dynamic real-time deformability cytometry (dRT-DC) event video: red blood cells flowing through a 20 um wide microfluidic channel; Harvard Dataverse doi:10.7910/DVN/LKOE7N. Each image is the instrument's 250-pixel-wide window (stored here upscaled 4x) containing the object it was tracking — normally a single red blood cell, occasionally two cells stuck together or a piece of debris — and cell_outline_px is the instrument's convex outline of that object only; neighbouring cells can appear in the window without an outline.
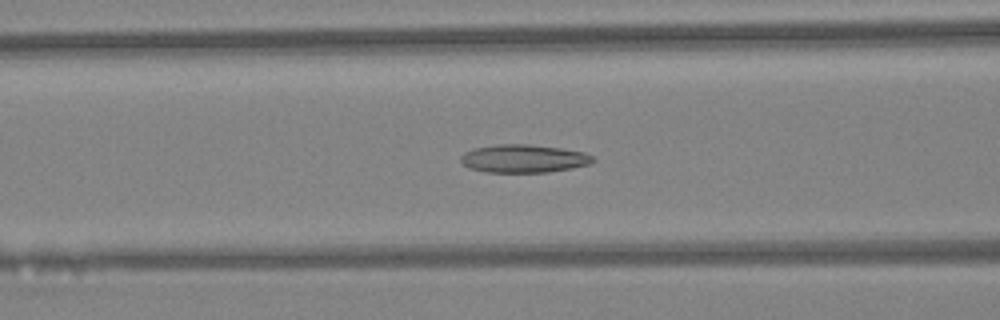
{"species": "Egyptian fruit bat (a non-hibernating species)", "species_latin": "Rousettus aegyptiacus", "temperature_condition": "warm", "stored_images_in_passage": 47, "camera_frame_rate_fps": 3000, "um_per_image_px": 0.085, "animal": {"sex": "female"}, "frame": {"image": 1, "passage_image": 19, "time_ms": 6.0, "image_size_px": [1000, 320], "cell_outline_px": [[596, 160], [592, 164], [572, 168], [548, 172], [484, 172], [472, 168], [464, 164], [460, 160], [460, 156], [464, 152], [472, 148], [496, 144], [528, 144], [560, 148], [584, 152], [592, 156]], "centroid_in_image_um": [44.52, 13.47], "position_along_channel_um": 122.1, "area_um2": 21.73}}
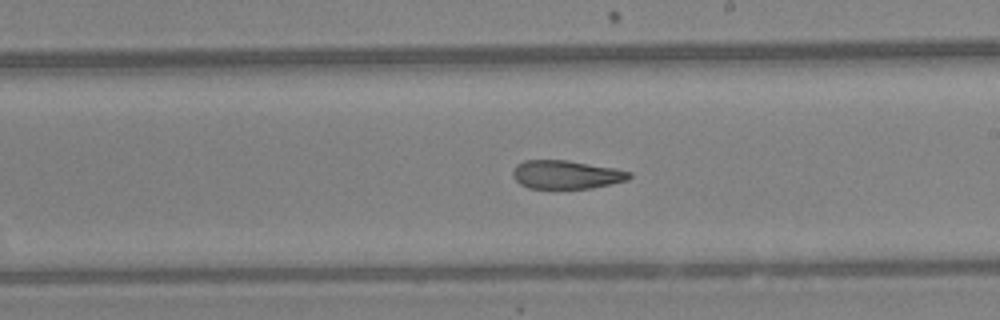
{"frame": {"image": 2, "passage_image": 27, "time_ms": 8.667, "image_size_px": [1000, 320], "cell_outline_px": [[632, 176], [628, 180], [592, 188], [528, 188], [520, 184], [512, 176], [512, 172], [516, 164], [524, 160], [568, 160], [616, 168], [632, 172]], "centroid_in_image_um": [48.14, 14.83], "position_along_channel_um": 240.9, "area_um2": 19.48}}
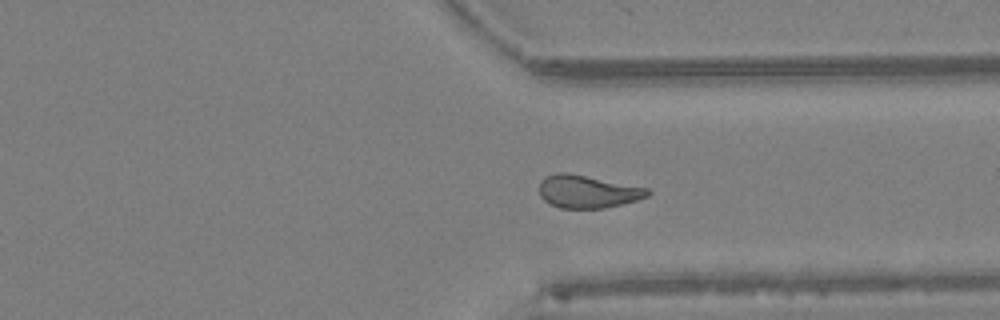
{"frame": {"image": 3, "passage_image": 35, "time_ms": 11.333, "image_size_px": [1000, 320], "cell_outline_px": [[652, 192], [648, 196], [636, 200], [604, 208], [560, 208], [548, 204], [540, 196], [540, 180], [544, 176], [556, 172], [568, 172], [648, 188]], "centroid_in_image_um": [49.91, 16.27], "position_along_channel_um": 361.5, "area_um2": 20.81}, "authors_computed_cell_mechanics": {"area_um2": 21.7328, "velocity_mm_per_s": 4.4941, "shape_relaxation_time_tau1_ms": null, "shape_relaxation_time_tau2_ms": 3.712, "deformation_change_tau1": null, "deformation_change_tau2": 0.1237}}